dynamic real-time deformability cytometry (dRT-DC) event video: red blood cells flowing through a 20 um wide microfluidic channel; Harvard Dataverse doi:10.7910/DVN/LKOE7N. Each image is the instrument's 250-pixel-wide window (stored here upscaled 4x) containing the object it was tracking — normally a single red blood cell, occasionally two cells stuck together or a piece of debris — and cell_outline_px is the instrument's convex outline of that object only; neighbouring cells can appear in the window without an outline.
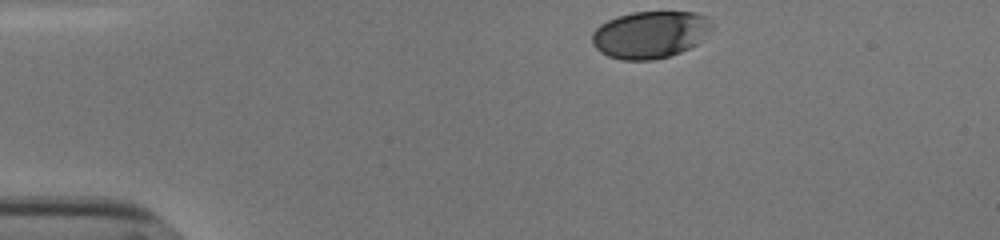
{"species": "human", "species_latin": "Homo sapiens", "temperature_condition": "cold", "stored_images_in_passage": 34, "camera_frame_rate_fps": 3000, "um_per_image_px": 0.085, "donor": {"sex": "male"}, "frame": {"image": 1, "passage_image": 1, "time_ms": 0.0, "image_size_px": [1000, 240], "cell_outline_px": [[716, 24], [696, 44], [680, 52], [668, 56], [652, 60], [620, 60], [608, 56], [600, 52], [592, 44], [592, 32], [600, 24], [616, 16], [632, 12], [696, 12], [704, 16]], "centroid_in_image_um": [55.24, 2.93], "position_along_channel_um": 29.8, "area_um2": 33.0}}
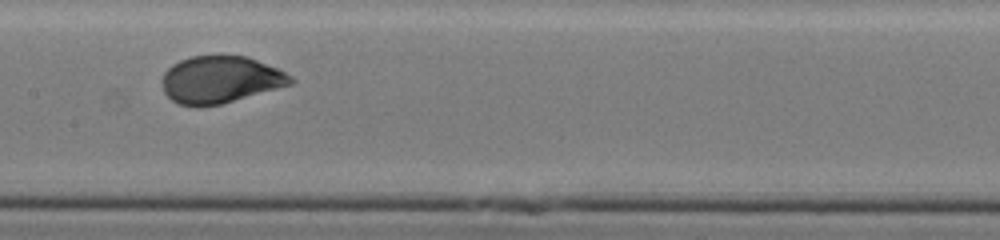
{"frame": {"image": 2, "passage_image": 19, "time_ms": 6.0, "image_size_px": [1000, 240], "cell_outline_px": [[296, 80], [292, 84], [220, 104], [196, 108], [180, 104], [172, 100], [164, 92], [164, 72], [172, 64], [180, 60], [192, 56], [248, 56], [276, 68], [292, 76]], "centroid_in_image_um": [18.73, 6.78], "position_along_channel_um": 188.7, "area_um2": 35.03}}
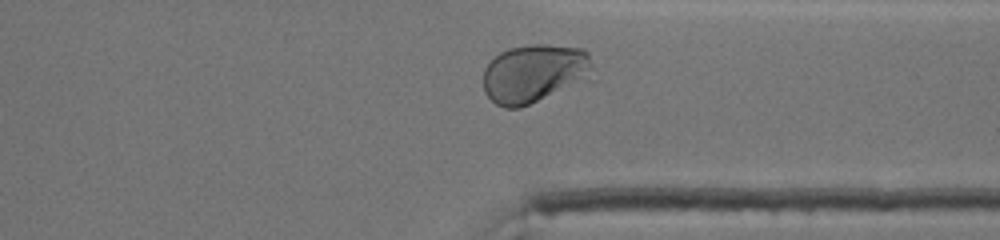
{"frame": {"image": 3, "passage_image": 33, "time_ms": 10.667, "image_size_px": [1000, 240], "cell_outline_px": [[588, 80], [520, 108], [504, 108], [496, 104], [484, 92], [484, 68], [500, 52], [508, 48], [532, 44], [544, 44], [584, 48], [588, 52]], "centroid_in_image_um": [45.37, 6.24], "position_along_channel_um": 366.0, "area_um2": 36.93}, "authors_computed_cell_mechanics": {"area_um2": 35.2869, "velocity_mm_per_s": 3.7961, "shape_relaxation_time_tau1_ms": 3.1543, "shape_relaxation_time_tau2_ms": null, "deformation_change_tau1": 0.1527, "deformation_change_tau2": null}}